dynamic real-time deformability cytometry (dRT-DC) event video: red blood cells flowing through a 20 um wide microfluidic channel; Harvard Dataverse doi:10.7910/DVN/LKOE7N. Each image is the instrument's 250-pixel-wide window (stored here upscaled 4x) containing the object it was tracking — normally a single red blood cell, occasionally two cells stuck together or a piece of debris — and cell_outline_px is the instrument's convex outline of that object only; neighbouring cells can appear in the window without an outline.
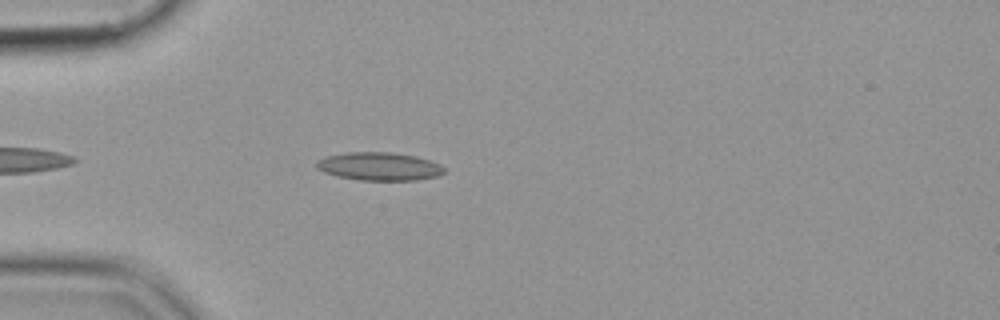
{"species": "common noctule bat (a hibernating species)", "species_latin": "Nyctalus noctula", "temperature_condition": "cold", "stored_images_in_passage": 39, "camera_frame_rate_fps": 3000, "um_per_image_px": 0.085, "animal": {"sex": "female", "body_mass_g": 19.9}, "frame": {"image": 1, "passage_image": 6, "time_ms": 1.667, "image_size_px": [1000, 320], "cell_outline_px": [[444, 172], [440, 176], [416, 180], [360, 180], [336, 176], [324, 172], [316, 168], [316, 160], [324, 156], [348, 152], [392, 152], [416, 156], [440, 164], [444, 168]], "centroid_in_image_um": [32.21, 14.14], "position_along_channel_um": 52.8, "area_um2": 21.1}}
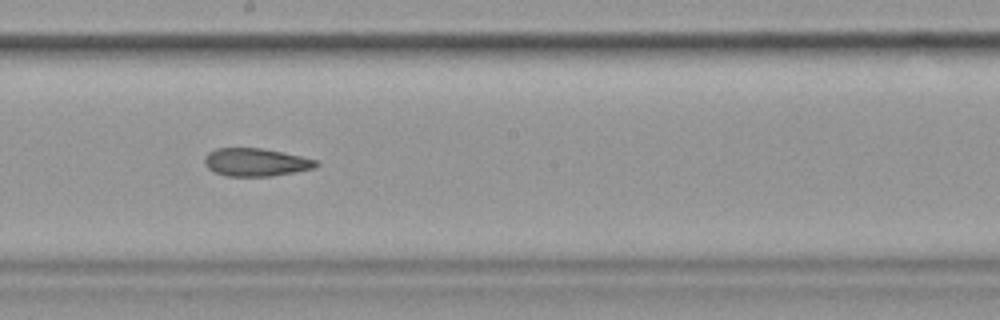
{"frame": {"image": 2, "passage_image": 21, "time_ms": 6.667, "image_size_px": [1000, 320], "cell_outline_px": [[320, 164], [316, 168], [296, 172], [272, 176], [224, 176], [212, 172], [204, 164], [204, 156], [208, 152], [216, 148], [260, 148], [300, 156], [316, 160]], "centroid_in_image_um": [21.71, 13.8], "position_along_channel_um": 226.5, "area_um2": 18.32}}
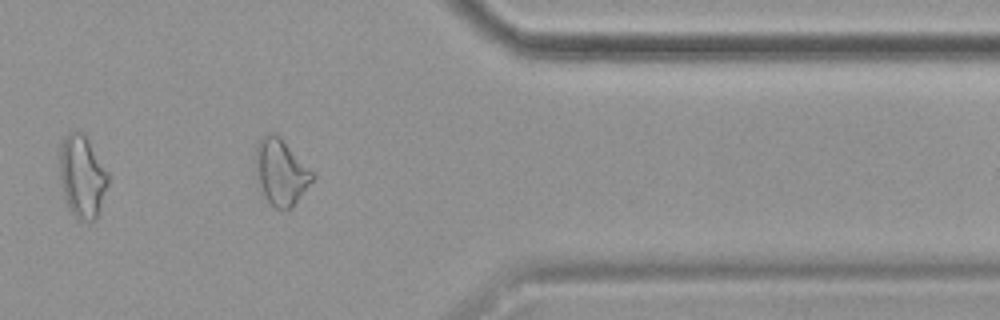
{"frame": {"image": 3, "passage_image": 35, "time_ms": 11.333, "image_size_px": [1000, 320], "cell_outline_px": [[316, 176], [292, 208], [276, 208], [268, 200], [260, 184], [256, 164], [256, 144], [268, 132], [276, 132], [280, 136]], "centroid_in_image_um": [23.91, 14.58], "position_along_channel_um": 387.5, "area_um2": 21.21}}